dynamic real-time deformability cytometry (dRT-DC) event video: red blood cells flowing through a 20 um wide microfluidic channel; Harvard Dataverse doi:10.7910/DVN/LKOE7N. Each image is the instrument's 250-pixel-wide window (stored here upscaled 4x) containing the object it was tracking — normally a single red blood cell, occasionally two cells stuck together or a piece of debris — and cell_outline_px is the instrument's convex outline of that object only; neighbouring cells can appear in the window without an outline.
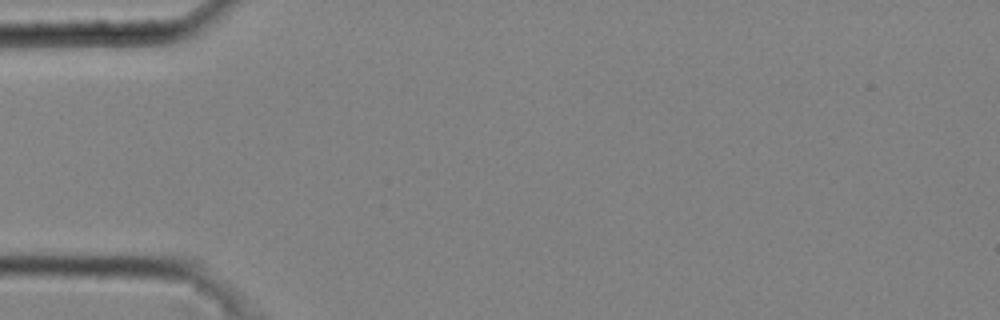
{"species": "common noctule bat (a hibernating species)", "species_latin": "Nyctalus noctula", "temperature_condition": "cold", "stored_images_in_passage": 3, "camera_frame_rate_fps": 3000, "um_per_image_px": 0.085, "animal": {"sex": "male", "body_mass_g": 20.4}, "frame": {"image": 1, "passage_image": 1, "time_ms": 0.0, "image_size_px": [1000, 320], "cell_outline_px": [[160, 32], [152, 44], [116, 48], [76, 48], [44, 44], [44, 36], [96, 32]], "centroid_in_image_um": [8.68, 3.38], "position_along_channel_um": 76.3, "area_um2": 11.1}}